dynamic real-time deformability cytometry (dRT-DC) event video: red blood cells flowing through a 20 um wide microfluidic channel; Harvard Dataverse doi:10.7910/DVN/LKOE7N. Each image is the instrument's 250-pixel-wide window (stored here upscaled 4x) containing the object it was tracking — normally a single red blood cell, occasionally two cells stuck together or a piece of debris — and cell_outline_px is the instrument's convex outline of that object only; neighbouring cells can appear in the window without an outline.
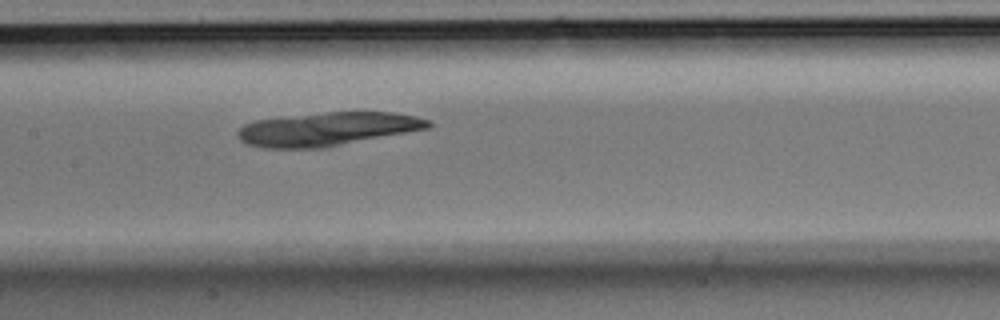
{"species": "Egyptian fruit bat (a non-hibernating species)", "species_latin": "Rousettus aegyptiacus", "temperature_condition": "room temperature", "stored_images_in_passage": 40, "camera_frame_rate_fps": 3000, "um_per_image_px": 0.085, "animal": {"sex": "male"}, "frame": {"image": 1, "passage_image": 18, "time_ms": 5.667, "image_size_px": [1000, 320], "cell_outline_px": [[432, 128], [320, 148], [264, 148], [248, 144], [240, 140], [236, 136], [236, 132], [244, 124], [256, 120], [280, 116], [328, 112], [392, 112], [416, 116], [432, 120]], "centroid_in_image_um": [27.83, 10.96], "position_along_channel_um": 179.6, "area_um2": 37.45}}
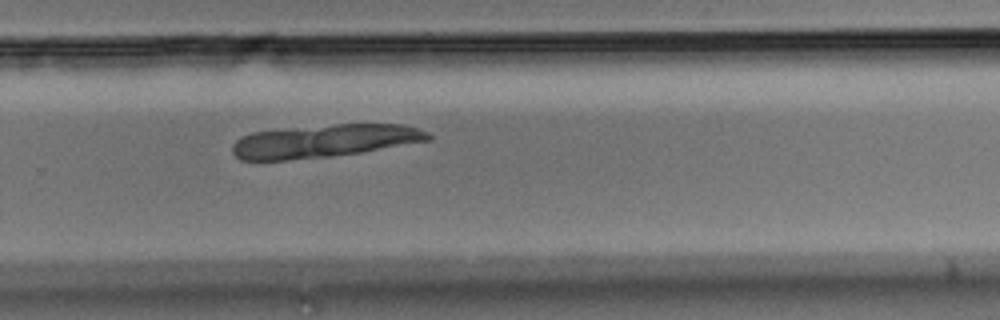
{"frame": {"image": 2, "passage_image": 26, "time_ms": 8.333, "image_size_px": [1000, 320], "cell_outline_px": [[432, 140], [360, 152], [332, 156], [288, 160], [240, 160], [232, 152], [232, 144], [236, 140], [252, 132], [336, 124], [404, 124], [428, 132], [432, 136]], "centroid_in_image_um": [27.58, 11.99], "position_along_channel_um": 302.2, "area_um2": 37.34}}